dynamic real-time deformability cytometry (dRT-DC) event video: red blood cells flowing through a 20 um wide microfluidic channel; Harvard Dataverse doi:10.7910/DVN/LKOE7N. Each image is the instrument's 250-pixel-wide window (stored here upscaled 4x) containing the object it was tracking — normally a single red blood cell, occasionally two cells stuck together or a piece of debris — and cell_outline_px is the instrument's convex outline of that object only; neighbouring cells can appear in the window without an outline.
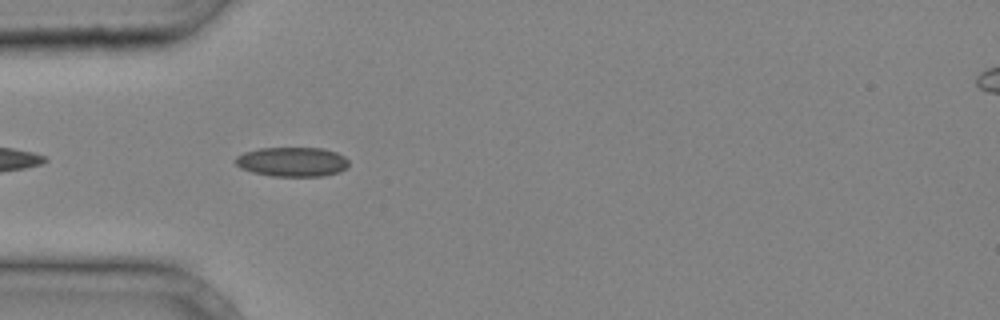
{"species": "common noctule bat (a hibernating species)", "species_latin": "Nyctalus noctula", "temperature_condition": "cold", "stored_images_in_passage": 29, "camera_frame_rate_fps": 3000, "um_per_image_px": 0.085, "animal": {"sex": "male", "body_mass_g": 20.4}, "frame": {"image": 1, "passage_image": 12, "time_ms": 3.667, "image_size_px": [1000, 320], "cell_outline_px": [[348, 168], [340, 172], [324, 176], [272, 176], [252, 172], [240, 168], [232, 160], [236, 156], [244, 152], [260, 148], [320, 148], [336, 152], [344, 156], [348, 160]], "centroid_in_image_um": [24.83, 13.76], "position_along_channel_um": 60.2, "area_um2": 19.65}}
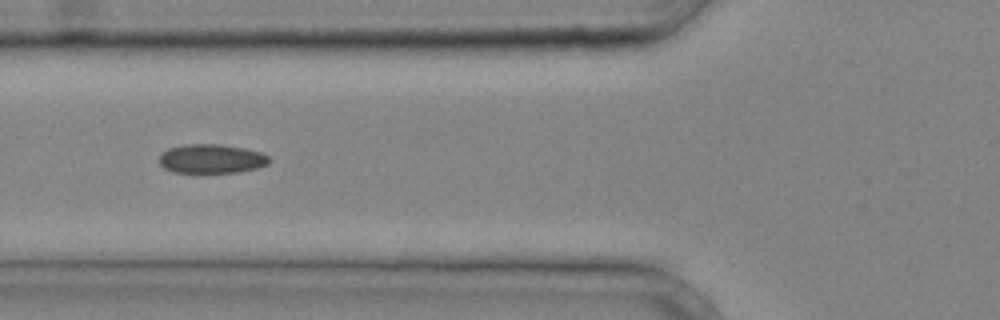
{"frame": {"image": 2, "passage_image": 15, "time_ms": 4.667, "image_size_px": [1000, 320], "cell_outline_px": [[272, 160], [268, 164], [256, 168], [240, 172], [192, 176], [176, 172], [164, 168], [160, 164], [160, 156], [168, 148], [184, 144], [220, 144], [244, 148], [260, 152], [268, 156]], "centroid_in_image_um": [17.96, 13.54], "position_along_channel_um": 107.8, "area_um2": 19.48}}
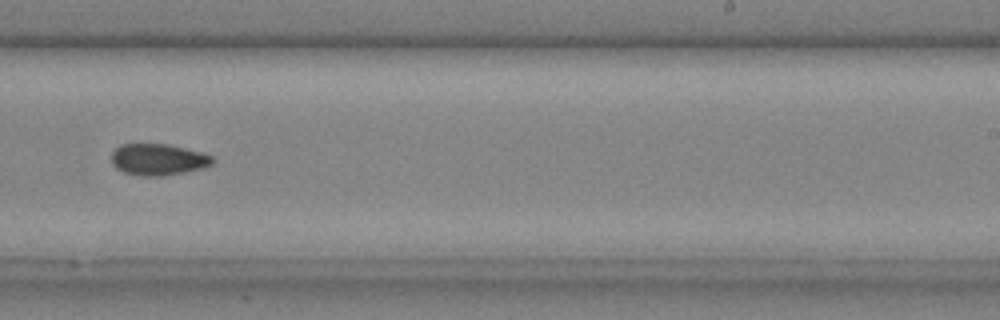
{"frame": {"image": 3, "passage_image": 25, "time_ms": 8.0, "image_size_px": [1000, 320], "cell_outline_px": [[216, 160], [212, 164], [204, 168], [164, 176], [140, 176], [124, 172], [116, 168], [112, 164], [112, 152], [120, 144], [168, 144], [200, 152], [212, 156]], "centroid_in_image_um": [13.45, 13.56], "position_along_channel_um": 275.6, "area_um2": 18.61}}